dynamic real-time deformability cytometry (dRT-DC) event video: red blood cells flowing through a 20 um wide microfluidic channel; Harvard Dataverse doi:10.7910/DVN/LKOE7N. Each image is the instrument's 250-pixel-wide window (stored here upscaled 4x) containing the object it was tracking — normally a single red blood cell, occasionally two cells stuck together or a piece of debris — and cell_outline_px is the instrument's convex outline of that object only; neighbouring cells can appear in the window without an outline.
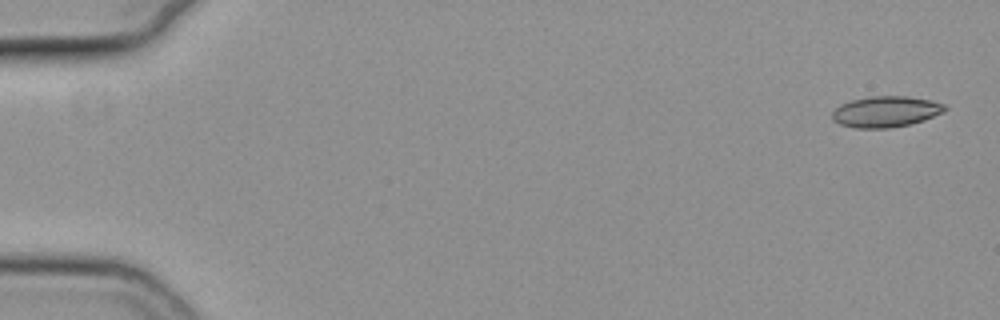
{"species": "common noctule bat (a hibernating species)", "species_latin": "Nyctalus noctula", "temperature_condition": "cold", "stored_images_in_passage": 55, "camera_frame_rate_fps": 3000, "um_per_image_px": 0.085, "animal": {"sex": "female", "body_mass_g": 19.3, "forearm_length_mm": 54.1}, "frame": {"image": 1, "passage_image": 2, "time_ms": 0.333, "image_size_px": [1000, 320], "cell_outline_px": [[948, 108], [944, 112], [924, 120], [912, 124], [888, 128], [856, 128], [840, 124], [832, 120], [832, 112], [840, 104], [852, 100], [868, 96], [908, 96], [932, 100], [944, 104]], "centroid_in_image_um": [75.31, 9.49], "position_along_channel_um": 9.7, "area_um2": 20.52}}
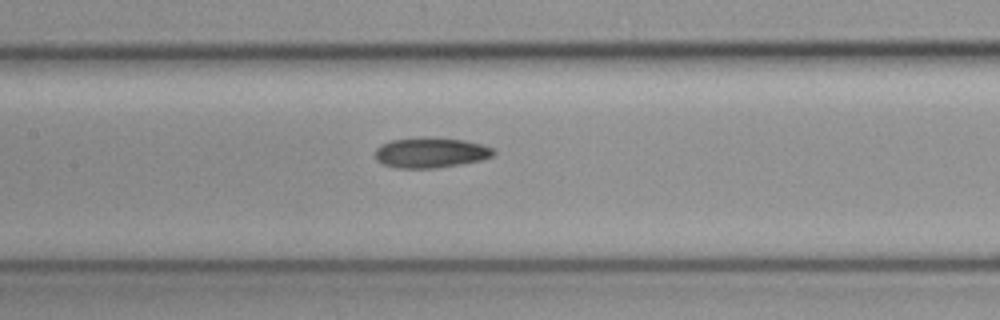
{"frame": {"image": 2, "passage_image": 27, "time_ms": 8.667, "image_size_px": [1000, 320], "cell_outline_px": [[496, 152], [492, 156], [480, 160], [460, 164], [436, 168], [400, 168], [384, 164], [376, 160], [376, 148], [380, 144], [392, 140], [424, 136], [464, 140], [484, 144], [492, 148]], "centroid_in_image_um": [36.61, 12.96], "position_along_channel_um": 170.8, "area_um2": 20.98}}
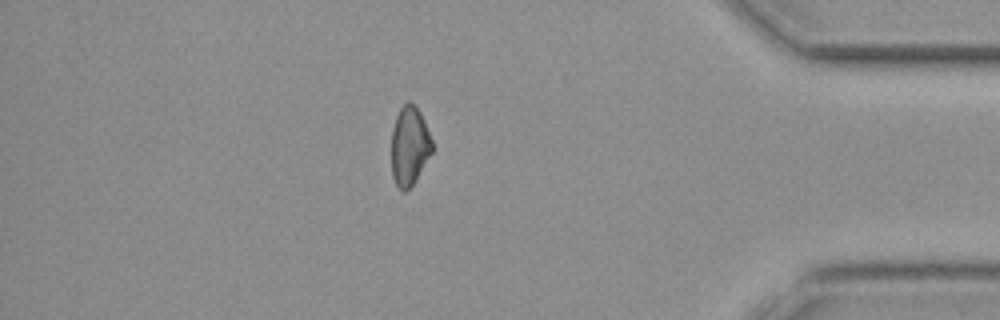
{"frame": {"image": 3, "passage_image": 48, "time_ms": 15.667, "image_size_px": [1000, 320], "cell_outline_px": [[432, 152], [412, 184], [404, 192], [396, 184], [392, 176], [392, 128], [396, 116], [400, 108], [408, 100], [420, 112], [424, 120], [432, 140]], "centroid_in_image_um": [34.79, 12.38], "position_along_channel_um": 400.4, "area_um2": 18.38}}